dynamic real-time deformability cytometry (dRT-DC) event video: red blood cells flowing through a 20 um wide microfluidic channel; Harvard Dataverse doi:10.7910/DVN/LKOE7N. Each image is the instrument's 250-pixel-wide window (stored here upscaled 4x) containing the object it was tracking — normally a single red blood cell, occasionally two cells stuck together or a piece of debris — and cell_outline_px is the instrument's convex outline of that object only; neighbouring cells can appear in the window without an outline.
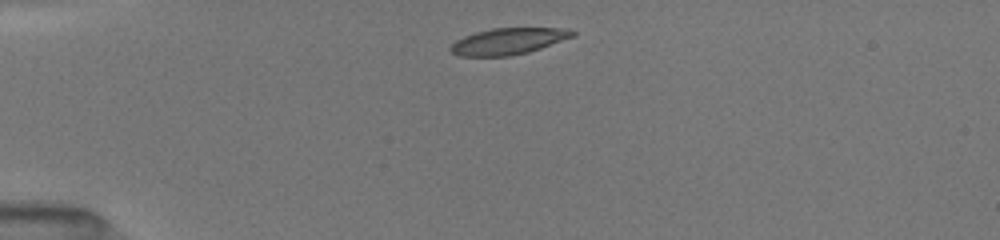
{"species": "common noctule bat (a hibernating species)", "species_latin": "Nyctalus noctula", "temperature_condition": "room temperature", "stored_images_in_passage": 4, "camera_frame_rate_fps": 3000, "um_per_image_px": 0.085, "animal": {"sex": "female", "body_mass_g": 19.5, "forearm_length_mm": 54.1}, "frame": {"image": 1, "passage_image": 1, "time_ms": 0.0, "image_size_px": [1000, 240], "cell_outline_px": [[576, 32], [572, 36], [540, 48], [528, 52], [508, 56], [460, 56], [452, 52], [448, 48], [456, 40], [464, 36], [476, 32], [492, 28], [572, 28]], "centroid_in_image_um": [43.18, 3.5], "position_along_channel_um": 41.8, "area_um2": 18.61}}
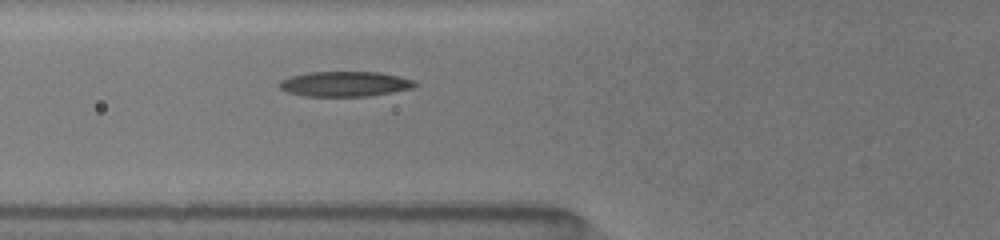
{"frame": {"image": 2, "passage_image": 4, "time_ms": 2.333, "image_size_px": [1000, 240], "cell_outline_px": [[416, 84], [412, 88], [392, 92], [368, 96], [304, 96], [288, 92], [280, 88], [276, 84], [280, 80], [292, 76], [308, 72], [380, 72], [416, 80]], "centroid_in_image_um": [29.3, 7.13], "position_along_channel_um": 96.5, "area_um2": 19.83}}